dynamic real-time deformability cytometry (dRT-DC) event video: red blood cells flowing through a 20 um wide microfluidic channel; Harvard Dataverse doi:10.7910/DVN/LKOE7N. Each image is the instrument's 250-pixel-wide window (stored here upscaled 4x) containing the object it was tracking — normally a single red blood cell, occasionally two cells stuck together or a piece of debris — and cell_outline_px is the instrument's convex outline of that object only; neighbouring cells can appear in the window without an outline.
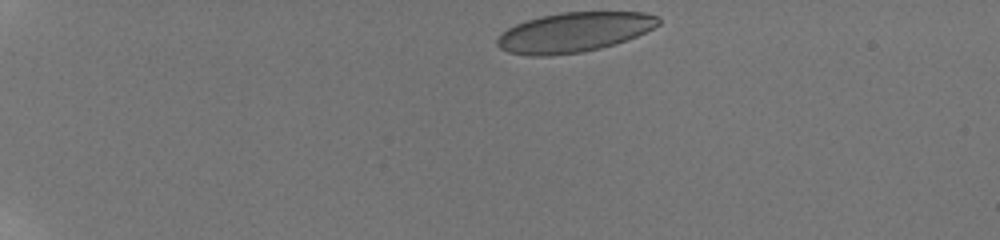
{"species": "human", "species_latin": "Homo sapiens", "temperature_condition": "room temperature", "stored_images_in_passage": 45, "camera_frame_rate_fps": 3000, "um_per_image_px": 0.085, "donor": {"sex": "male"}, "frame": {"image": 1, "passage_image": 1, "time_ms": 0.0, "image_size_px": [1000, 240], "cell_outline_px": [[660, 24], [636, 36], [616, 44], [600, 48], [580, 52], [548, 56], [528, 56], [508, 52], [500, 48], [496, 44], [496, 40], [508, 28], [516, 24], [540, 16], [564, 12], [644, 12], [660, 16]], "centroid_in_image_um": [48.8, 2.74], "position_along_channel_um": 36.2, "area_um2": 37.22}}
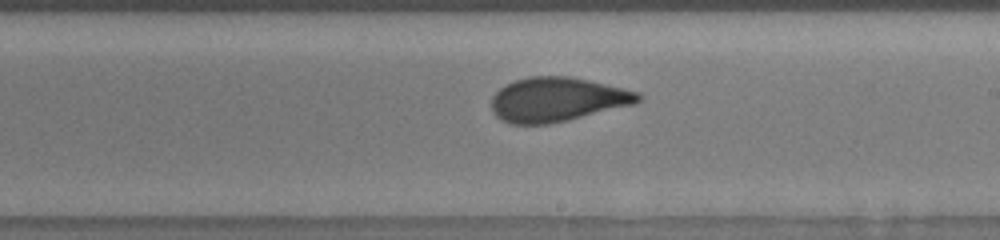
{"frame": {"image": 2, "passage_image": 25, "time_ms": 8.0, "image_size_px": [1000, 240], "cell_outline_px": [[644, 96], [636, 104], [568, 120], [548, 124], [512, 124], [500, 120], [492, 112], [492, 96], [500, 88], [516, 80], [528, 76], [568, 76], [588, 80], [624, 88], [640, 92]], "centroid_in_image_um": [47.39, 8.46], "position_along_channel_um": 241.6, "area_um2": 37.97}}
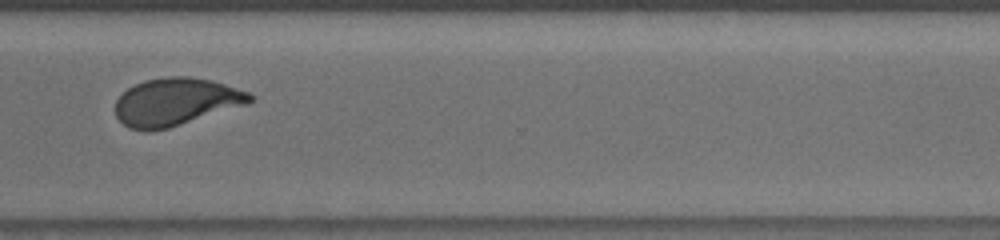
{"frame": {"image": 3, "passage_image": 34, "time_ms": 11.0, "image_size_px": [1000, 240], "cell_outline_px": [[256, 100], [248, 104], [168, 128], [148, 132], [128, 128], [116, 116], [116, 100], [128, 88], [144, 80], [164, 76], [188, 76], [212, 80], [248, 92], [256, 96]], "centroid_in_image_um": [14.97, 8.65], "position_along_channel_um": 355.6, "area_um2": 37.45}, "authors_computed_cell_mechanics": {"area_um2": 37.9168, "velocity_mm_per_s": 3.794, "shape_relaxation_time_tau1_ms": 10.5319, "shape_relaxation_time_tau2_ms": 0.718, "deformation_change_tau1": 0.2614, "deformation_change_tau2": 0.0775}}